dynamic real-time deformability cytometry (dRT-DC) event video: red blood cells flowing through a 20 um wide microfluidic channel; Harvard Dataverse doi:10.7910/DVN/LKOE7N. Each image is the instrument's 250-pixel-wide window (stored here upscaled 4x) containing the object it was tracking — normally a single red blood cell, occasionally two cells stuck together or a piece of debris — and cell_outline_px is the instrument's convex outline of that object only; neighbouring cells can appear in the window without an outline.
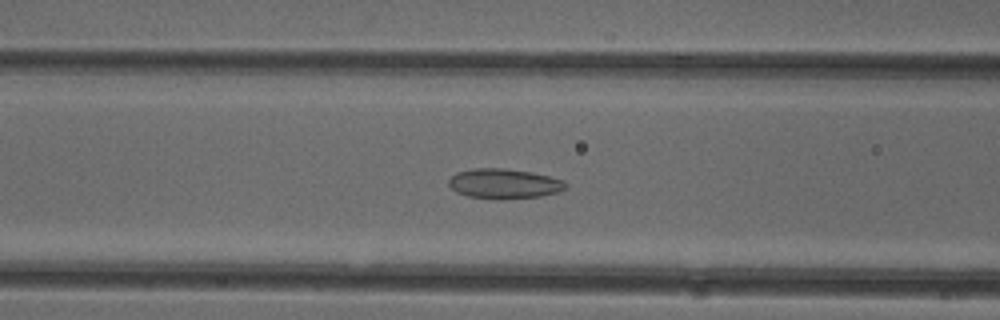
{"species": "common noctule bat (a hibernating species)", "species_latin": "Nyctalus noctula", "temperature_condition": "cold", "stored_images_in_passage": 52, "camera_frame_rate_fps": 3000, "um_per_image_px": 0.085, "animal": {"sex": "female"}, "frame": {"image": 1, "passage_image": 21, "time_ms": 6.667, "image_size_px": [1000, 320], "cell_outline_px": [[568, 188], [560, 192], [540, 196], [500, 200], [496, 200], [468, 196], [456, 192], [448, 184], [448, 180], [456, 172], [472, 168], [504, 168], [532, 172], [564, 180], [568, 184]], "centroid_in_image_um": [42.87, 15.62], "position_along_channel_um": 123.7, "area_um2": 20.75}}
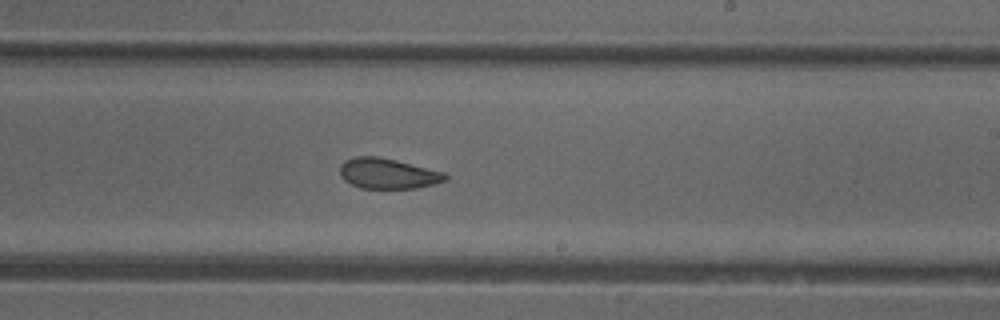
{"frame": {"image": 2, "passage_image": 31, "time_ms": 10.0, "image_size_px": [1000, 320], "cell_outline_px": [[448, 180], [436, 184], [416, 188], [360, 188], [344, 180], [340, 176], [340, 164], [344, 160], [356, 156], [376, 156], [396, 160], [444, 172], [448, 176]], "centroid_in_image_um": [32.97, 14.75], "position_along_channel_um": 256.0, "area_um2": 18.79}}
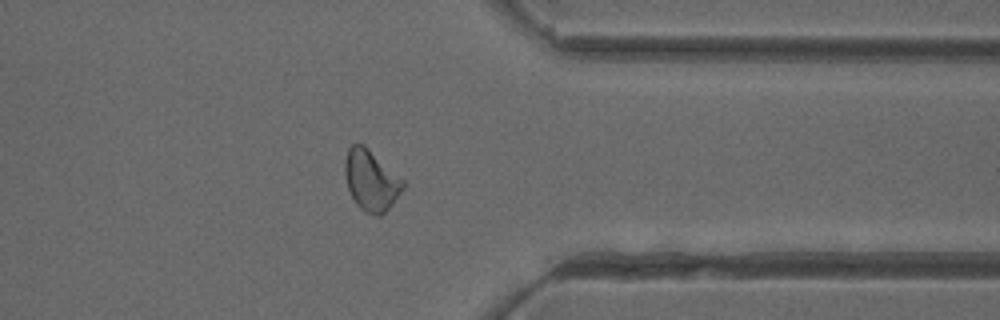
{"frame": {"image": 3, "passage_image": 41, "time_ms": 13.333, "image_size_px": [1000, 320], "cell_outline_px": [[404, 188], [392, 204], [380, 216], [376, 216], [360, 208], [356, 204], [348, 188], [344, 172], [344, 160], [348, 148], [352, 144], [364, 144], [404, 180]], "centroid_in_image_um": [31.53, 15.31], "position_along_channel_um": 379.9, "area_um2": 20.46}, "authors_computed_cell_mechanics": {"area_um2": 20.7502, "velocity_mm_per_s": 3.9672, "shape_relaxation_time_tau1_ms": null, "shape_relaxation_time_tau2_ms": 2.5486, "deformation_change_tau1": null, "deformation_change_tau2": 0.0808}}